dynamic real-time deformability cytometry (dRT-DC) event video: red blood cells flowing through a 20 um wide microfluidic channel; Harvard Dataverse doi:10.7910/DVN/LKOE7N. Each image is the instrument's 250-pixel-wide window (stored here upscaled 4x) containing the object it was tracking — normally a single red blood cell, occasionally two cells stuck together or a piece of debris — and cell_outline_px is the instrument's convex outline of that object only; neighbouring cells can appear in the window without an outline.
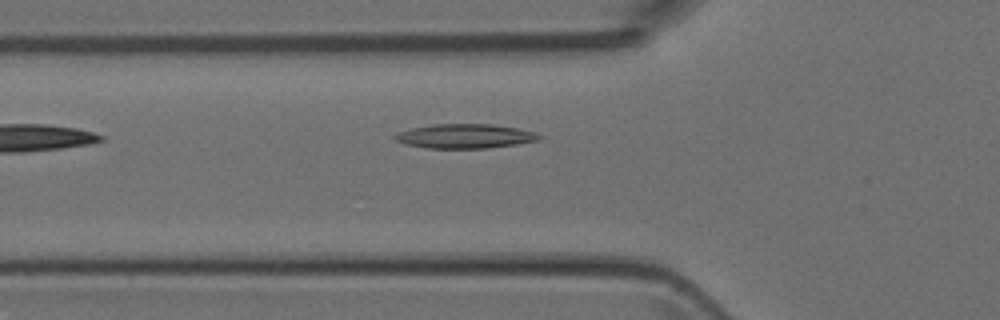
{"species": "Egyptian fruit bat (a non-hibernating species)", "species_latin": "Rousettus aegyptiacus", "temperature_condition": "room temperature", "stored_images_in_passage": 4, "camera_frame_rate_fps": 3000, "um_per_image_px": 0.085, "animal": {"sex": "female"}, "frame": {"image": 1, "passage_image": 4, "time_ms": 3.667, "image_size_px": [1000, 320], "cell_outline_px": [[544, 136], [540, 140], [516, 144], [488, 148], [428, 148], [408, 144], [396, 140], [392, 136], [400, 132], [412, 128], [432, 124], [492, 124], [516, 128], [532, 132]], "centroid_in_image_um": [39.55, 11.57], "position_along_channel_um": 86.3, "area_um2": 20.23}}